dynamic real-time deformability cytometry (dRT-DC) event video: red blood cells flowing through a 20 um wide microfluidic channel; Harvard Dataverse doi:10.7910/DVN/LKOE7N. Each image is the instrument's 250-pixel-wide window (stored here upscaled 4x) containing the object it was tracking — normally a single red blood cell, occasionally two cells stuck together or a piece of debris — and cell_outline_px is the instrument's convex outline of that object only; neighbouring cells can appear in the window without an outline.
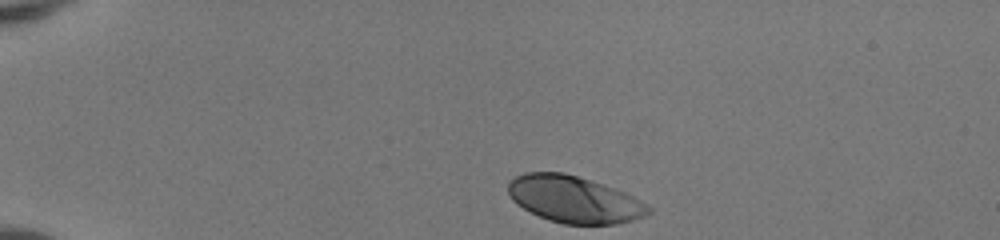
{"species": "human", "species_latin": "Homo sapiens", "temperature_condition": "room temperature", "stored_images_in_passage": 35, "camera_frame_rate_fps": 3000, "um_per_image_px": 0.085, "donor": {"sex": "female"}, "frame": {"image": 1, "passage_image": 1, "time_ms": 0.0, "image_size_px": [1000, 240], "cell_outline_px": [[652, 212], [648, 216], [616, 224], [564, 224], [548, 220], [516, 204], [512, 200], [508, 192], [508, 184], [516, 176], [524, 172], [564, 172], [604, 184], [616, 188], [632, 196], [652, 208]], "centroid_in_image_um": [48.82, 16.95], "position_along_channel_um": 36.2, "area_um2": 38.26}}
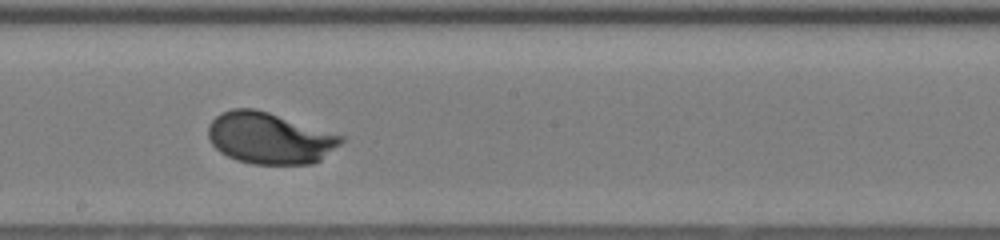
{"frame": {"image": 2, "passage_image": 20, "time_ms": 6.333, "image_size_px": [1000, 240], "cell_outline_px": [[344, 140], [340, 144], [320, 160], [312, 164], [252, 164], [236, 160], [220, 152], [208, 140], [208, 124], [220, 112], [232, 108], [252, 108], [268, 112], [344, 136]], "centroid_in_image_um": [22.88, 11.74], "position_along_channel_um": 225.3, "area_um2": 39.77}}
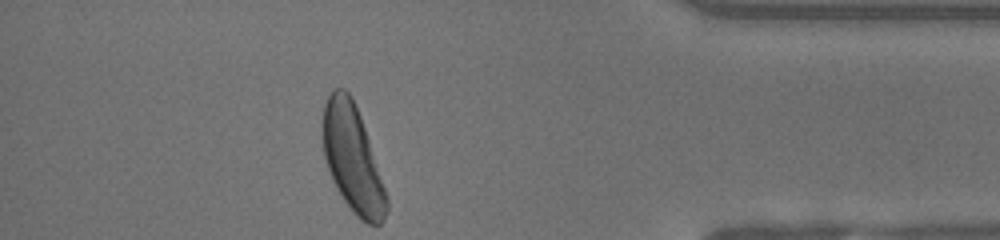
{"frame": {"image": 3, "passage_image": 35, "time_ms": 11.333, "image_size_px": [1000, 240], "cell_outline_px": [[388, 208], [384, 220], [380, 224], [368, 224], [360, 220], [352, 212], [336, 188], [332, 180], [324, 156], [324, 104], [332, 88], [344, 88], [352, 96], [356, 104], [388, 200]], "centroid_in_image_um": [29.96, 13.51], "position_along_channel_um": 405.2, "area_um2": 38.96}, "authors_computed_cell_mechanics": {"area_um2": 39.2462, "velocity_mm_per_s": 4.1449, "shape_relaxation_time_tau1_ms": 1.8581, "shape_relaxation_time_tau2_ms": null, "deformation_change_tau1": 0.153, "deformation_change_tau2": null}}